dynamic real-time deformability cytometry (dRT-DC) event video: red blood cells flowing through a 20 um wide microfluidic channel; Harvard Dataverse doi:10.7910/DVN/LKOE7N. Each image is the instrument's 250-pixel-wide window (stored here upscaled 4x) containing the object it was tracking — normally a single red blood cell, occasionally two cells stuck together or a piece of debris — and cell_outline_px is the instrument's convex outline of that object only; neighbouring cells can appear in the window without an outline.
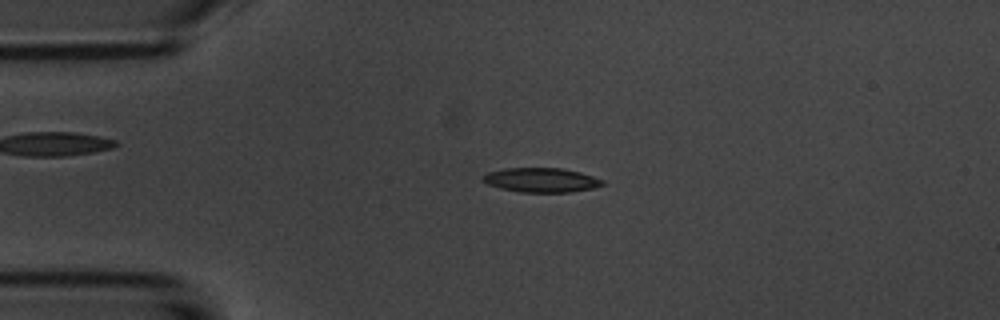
{"species": "common noctule bat (a hibernating species)", "species_latin": "Nyctalus noctula", "temperature_condition": "room temperature", "stored_images_in_passage": 4, "camera_frame_rate_fps": 3000, "um_per_image_px": 0.085, "animal": {"sex": "male", "body_mass_g": 20.1, "forearm_length_mm": 53.5}, "frame": {"image": 1, "passage_image": 3, "time_ms": 2.333, "image_size_px": [1000, 320], "cell_outline_px": [[604, 184], [592, 188], [572, 192], [520, 192], [500, 188], [488, 184], [480, 180], [480, 176], [488, 172], [504, 168], [564, 168], [580, 172], [604, 180]], "centroid_in_image_um": [45.97, 15.3], "position_along_channel_um": 39.0, "area_um2": 17.11}}